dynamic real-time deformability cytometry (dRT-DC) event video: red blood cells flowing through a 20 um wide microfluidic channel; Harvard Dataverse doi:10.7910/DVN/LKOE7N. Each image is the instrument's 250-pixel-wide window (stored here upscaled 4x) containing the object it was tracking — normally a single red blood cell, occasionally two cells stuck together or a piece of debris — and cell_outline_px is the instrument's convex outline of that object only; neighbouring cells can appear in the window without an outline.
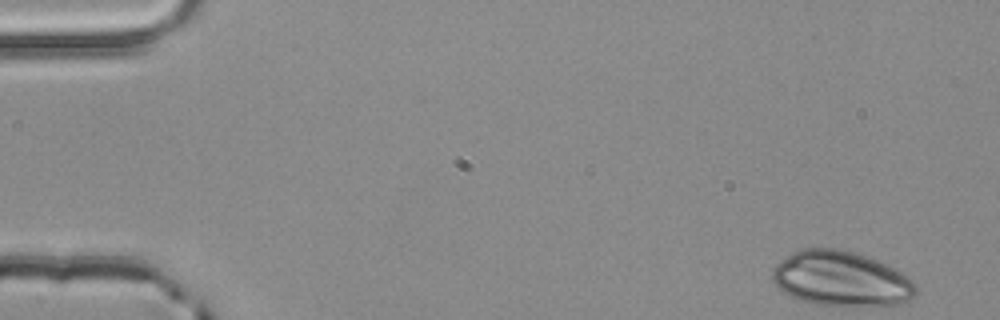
{"species": "common noctule bat (a hibernating species)", "species_latin": "Nyctalus noctula", "temperature_condition": "room temperature", "stored_images_in_passage": 4, "camera_frame_rate_fps": 3000, "um_per_image_px": 0.085, "animal": {"sex": "male", "body_mass_g": 20.4}, "frame": {"image": 1, "passage_image": 1, "time_ms": 0.0, "image_size_px": [1000, 320], "cell_outline_px": [[916, 296], [908, 300], [896, 304], [816, 304], [800, 300], [784, 292], [772, 280], [772, 268], [776, 264], [792, 252], [804, 248], [840, 248], [856, 252], [868, 256], [888, 264], [908, 276], [916, 284]], "centroid_in_image_um": [71.5, 23.65], "position_along_channel_um": 13.5, "area_um2": 45.66}}